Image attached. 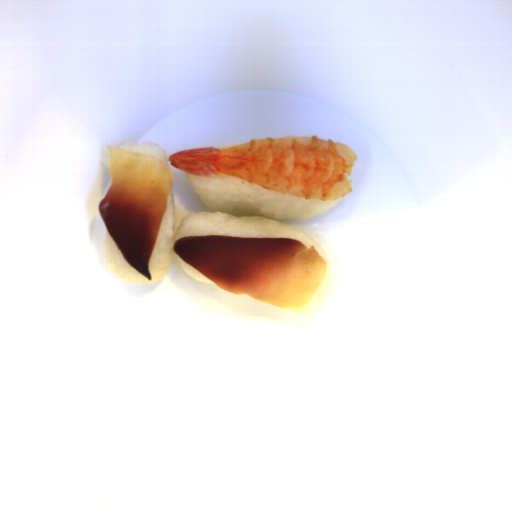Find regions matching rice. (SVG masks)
I'll return each mask as SVG.
<instances>
[{"instance_id":"652b925c","label":"rice","mask_w":512,"mask_h":512,"mask_svg":"<svg viewBox=\"0 0 512 512\" xmlns=\"http://www.w3.org/2000/svg\"><path fill=\"white\" fill-rule=\"evenodd\" d=\"M184 175L208 210L185 208L178 194L170 190L157 240L148 260L151 280L125 260L104 225L102 260L121 282L155 285L164 278L168 265L175 259L194 281L217 285L175 254V241L185 236L294 238L308 248L313 245L328 263L326 250L313 236L279 220H307L329 211L341 203L345 195L336 200L321 201L270 190L230 175L200 177L186 171Z\"/></svg>"},{"instance_id":"023b6e5f","label":"rice","mask_w":512,"mask_h":512,"mask_svg":"<svg viewBox=\"0 0 512 512\" xmlns=\"http://www.w3.org/2000/svg\"><path fill=\"white\" fill-rule=\"evenodd\" d=\"M118 148L132 150L135 153H146L153 156H157L165 164L169 162V156H171L167 153V151L164 148H162L159 144L153 141L129 140L127 142L119 144Z\"/></svg>"}]
</instances>
